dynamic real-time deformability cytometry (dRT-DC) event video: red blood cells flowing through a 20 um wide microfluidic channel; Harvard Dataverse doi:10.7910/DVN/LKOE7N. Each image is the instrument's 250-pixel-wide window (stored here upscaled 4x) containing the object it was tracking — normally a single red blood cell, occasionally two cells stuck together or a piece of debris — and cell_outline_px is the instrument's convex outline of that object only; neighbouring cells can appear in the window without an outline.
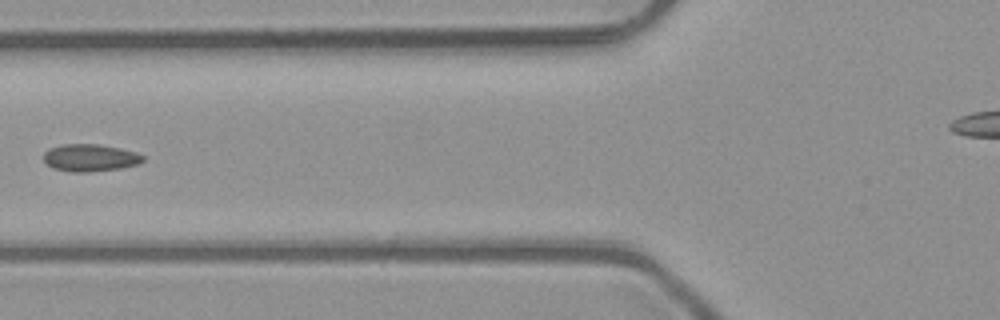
{"species": "common noctule bat (a hibernating species)", "species_latin": "Nyctalus noctula", "temperature_condition": "room temperature", "stored_images_in_passage": 6, "camera_frame_rate_fps": 3000, "um_per_image_px": 0.085, "animal": {"sex": "male", "body_mass_g": 23.1, "forearm_length_mm": 52.7}, "frame": {"image": 1, "passage_image": 6, "time_ms": 1.667, "image_size_px": [1000, 320], "cell_outline_px": [[144, 160], [140, 164], [120, 168], [88, 172], [72, 172], [52, 168], [44, 160], [44, 152], [48, 148], [64, 144], [100, 144], [120, 148], [136, 152], [144, 156]], "centroid_in_image_um": [7.67, 13.4], "position_along_channel_um": 118.1, "area_um2": 15.9}}